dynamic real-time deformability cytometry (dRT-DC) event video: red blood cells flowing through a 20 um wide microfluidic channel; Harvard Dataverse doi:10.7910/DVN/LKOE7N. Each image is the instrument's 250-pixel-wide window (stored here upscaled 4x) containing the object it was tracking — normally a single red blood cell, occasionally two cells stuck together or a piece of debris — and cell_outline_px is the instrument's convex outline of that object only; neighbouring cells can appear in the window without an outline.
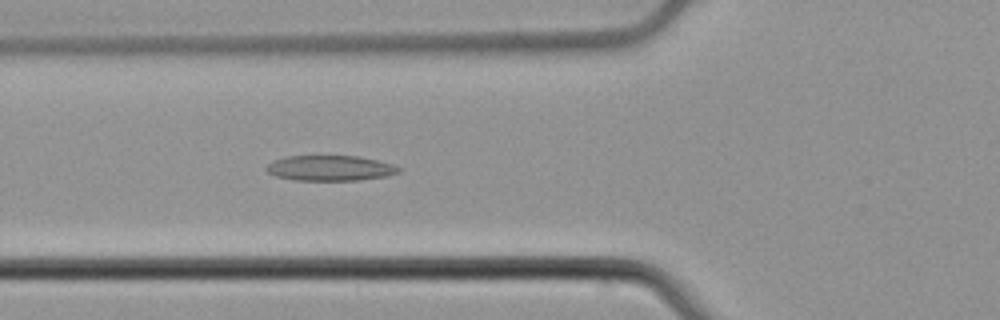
{"species": "common noctule bat (a hibernating species)", "species_latin": "Nyctalus noctula", "temperature_condition": "cold", "stored_images_in_passage": 46, "camera_frame_rate_fps": 3000, "um_per_image_px": 0.085, "animal": {"sex": "male", "body_mass_g": 21.5, "forearm_length_mm": 52.0}, "frame": {"image": 1, "passage_image": 12, "time_ms": 3.667, "image_size_px": [1000, 320], "cell_outline_px": [[400, 172], [388, 176], [360, 180], [292, 180], [276, 176], [268, 172], [264, 168], [272, 160], [284, 156], [356, 156], [396, 164], [400, 168]], "centroid_in_image_um": [28.06, 14.29], "position_along_channel_um": 97.7, "area_um2": 19.71}}
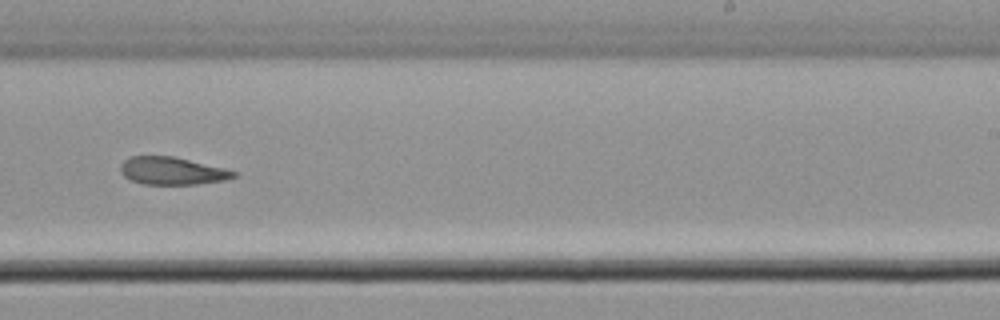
{"frame": {"image": 2, "passage_image": 26, "time_ms": 8.333, "image_size_px": [1000, 320], "cell_outline_px": [[240, 172], [236, 176], [224, 180], [196, 184], [144, 184], [132, 180], [124, 176], [120, 172], [120, 164], [124, 160], [132, 156], [172, 156], [224, 168]], "centroid_in_image_um": [14.63, 14.52], "position_along_channel_um": 274.4, "area_um2": 18.09}}
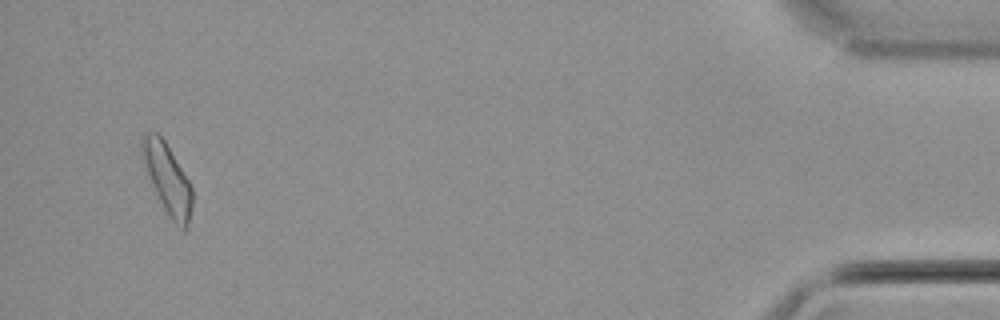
{"frame": {"image": 3, "passage_image": 44, "time_ms": 14.333, "image_size_px": [1000, 320], "cell_outline_px": [[192, 204], [188, 228], [184, 232], [168, 216], [152, 184], [140, 148], [144, 132], [156, 132], [164, 140], [188, 180], [192, 188]], "centroid_in_image_um": [14.25, 15.23], "position_along_channel_um": 420.9, "area_um2": 19.88}, "authors_computed_cell_mechanics": {"area_um2": 19.1607, "velocity_mm_per_s": 3.7832, "shape_relaxation_time_tau1_ms": null, "shape_relaxation_time_tau2_ms": 6.9935, "deformation_change_tau1": null, "deformation_change_tau2": 0.1584}}